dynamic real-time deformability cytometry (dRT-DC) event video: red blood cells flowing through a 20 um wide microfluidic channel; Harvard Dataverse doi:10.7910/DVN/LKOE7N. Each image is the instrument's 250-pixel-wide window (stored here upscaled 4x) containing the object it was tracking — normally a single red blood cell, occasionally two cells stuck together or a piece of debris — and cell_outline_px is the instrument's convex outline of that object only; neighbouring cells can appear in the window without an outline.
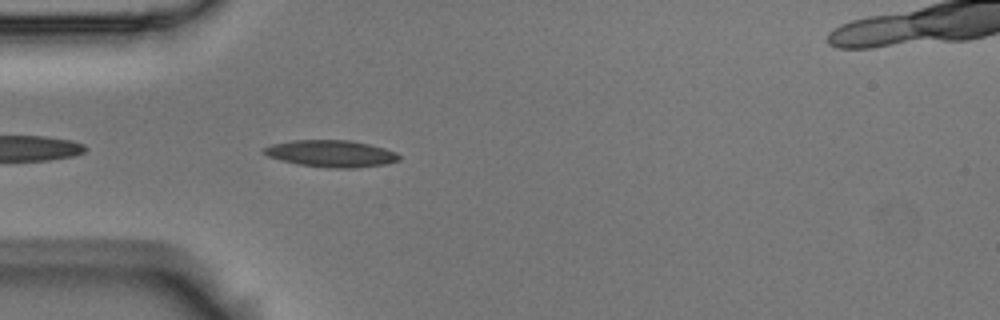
{"species": "Egyptian fruit bat (a non-hibernating species)", "species_latin": "Rousettus aegyptiacus", "temperature_condition": "room temperature", "stored_images_in_passage": 17, "camera_frame_rate_fps": 3000, "um_per_image_px": 0.085, "animal": {"sex": "male"}, "frame": {"image": 1, "passage_image": 3, "time_ms": 0.667, "image_size_px": [1000, 320], "cell_outline_px": [[400, 160], [384, 164], [356, 168], [332, 168], [300, 164], [280, 160], [268, 156], [260, 152], [264, 148], [272, 144], [292, 140], [348, 140], [368, 144], [384, 148], [396, 152], [400, 156]], "centroid_in_image_um": [28.13, 13.05], "position_along_channel_um": 56.9, "area_um2": 21.04}}
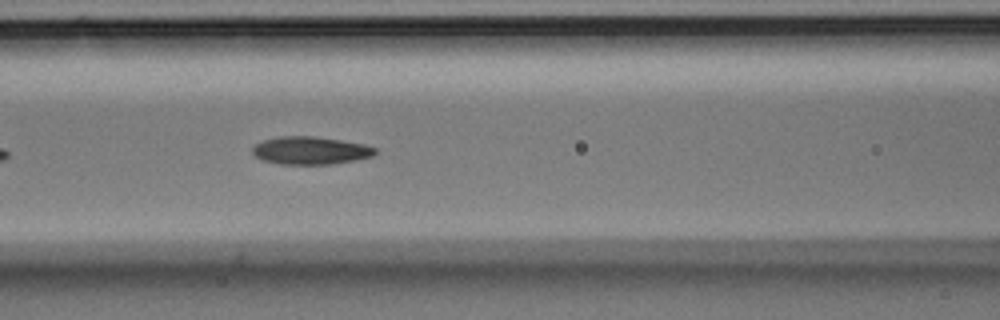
{"frame": {"image": 2, "passage_image": 10, "time_ms": 3.0, "image_size_px": [1000, 320], "cell_outline_px": [[376, 152], [372, 156], [356, 160], [332, 164], [280, 164], [264, 160], [256, 156], [252, 152], [252, 148], [256, 144], [264, 140], [280, 136], [316, 136], [364, 144], [376, 148]], "centroid_in_image_um": [26.4, 12.79], "position_along_channel_um": 140.2, "area_um2": 19.77}}
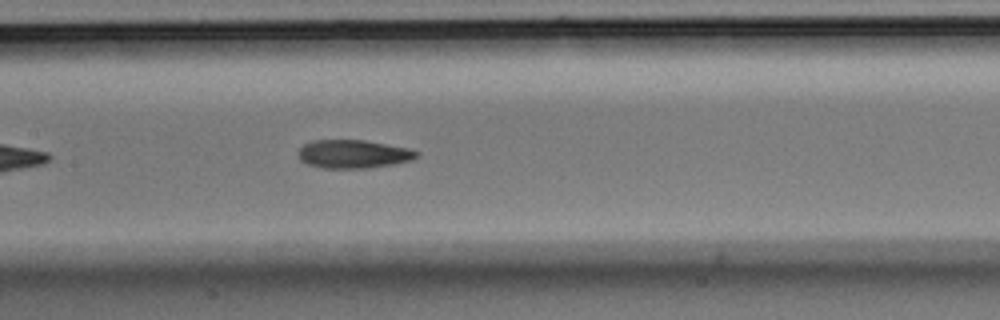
{"frame": {"image": 3, "passage_image": 13, "time_ms": 4.0, "image_size_px": [1000, 320], "cell_outline_px": [[420, 156], [412, 160], [392, 164], [368, 168], [324, 168], [308, 164], [300, 160], [296, 152], [304, 144], [312, 140], [364, 140], [408, 148], [420, 152]], "centroid_in_image_um": [30.03, 13.09], "position_along_channel_um": 177.4, "area_um2": 19.65}}